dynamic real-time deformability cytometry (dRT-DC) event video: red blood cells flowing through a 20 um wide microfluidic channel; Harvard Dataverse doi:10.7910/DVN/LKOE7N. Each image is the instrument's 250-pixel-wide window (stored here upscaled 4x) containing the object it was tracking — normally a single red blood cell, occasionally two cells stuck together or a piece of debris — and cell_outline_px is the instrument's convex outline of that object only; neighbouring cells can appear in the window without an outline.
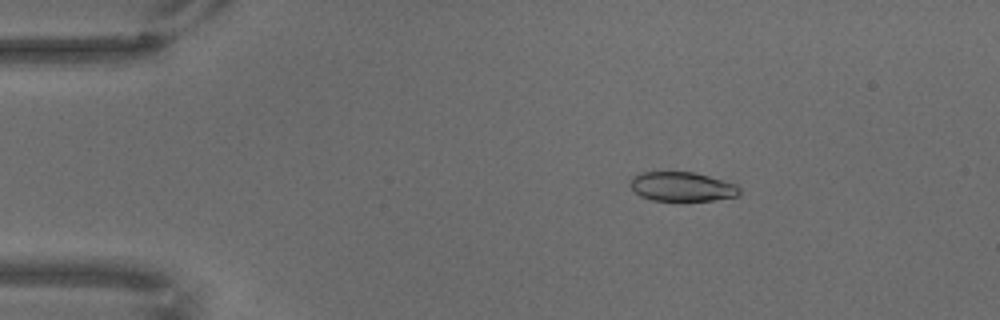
{"species": "common noctule bat (a hibernating species)", "species_latin": "Nyctalus noctula", "temperature_condition": "warm", "stored_images_in_passage": 69, "camera_frame_rate_fps": 3000, "um_per_image_px": 0.085, "animal": {"sex": "male", "body_mass_g": 18.8}, "frame": {"image": 1, "passage_image": 12, "time_ms": 3.667, "image_size_px": [1000, 320], "cell_outline_px": [[740, 192], [736, 196], [712, 200], [652, 200], [640, 196], [628, 184], [632, 176], [640, 172], [692, 172], [708, 176], [736, 184], [740, 188]], "centroid_in_image_um": [57.93, 15.85], "position_along_channel_um": 27.1, "area_um2": 18.5}}
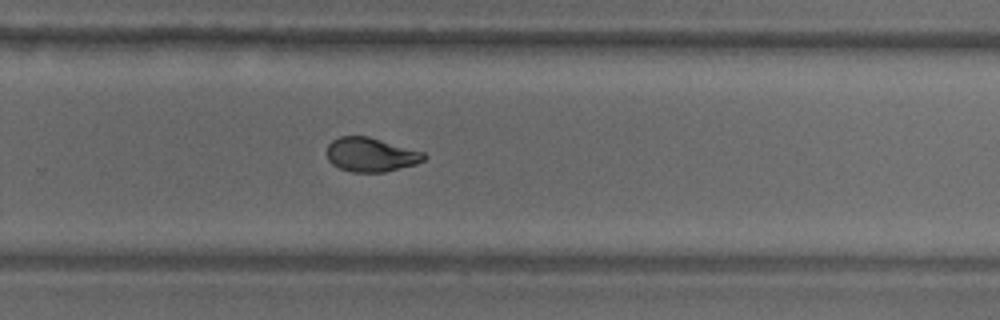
{"frame": {"image": 2, "passage_image": 46, "time_ms": 15.0, "image_size_px": [1000, 320], "cell_outline_px": [[428, 156], [424, 160], [416, 164], [384, 172], [352, 172], [340, 168], [332, 164], [328, 160], [328, 144], [332, 140], [340, 136], [368, 136], [424, 152]], "centroid_in_image_um": [31.53, 13.14], "position_along_channel_um": 298.3, "area_um2": 19.25}}
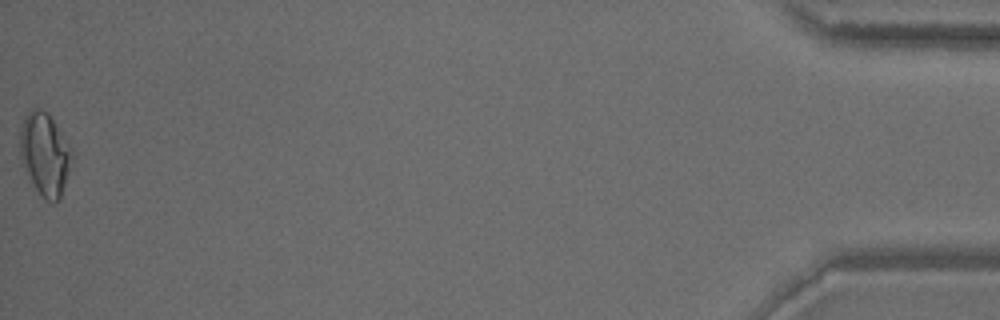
{"frame": {"image": 3, "passage_image": 69, "time_ms": 22.667, "image_size_px": [1000, 320], "cell_outline_px": [[72, 156], [60, 200], [52, 204], [36, 188], [20, 164], [20, 124], [28, 112], [32, 108], [40, 108], [48, 112], [72, 152]], "centroid_in_image_um": [3.77, 13.08], "position_along_channel_um": 431.4, "area_um2": 24.62}}